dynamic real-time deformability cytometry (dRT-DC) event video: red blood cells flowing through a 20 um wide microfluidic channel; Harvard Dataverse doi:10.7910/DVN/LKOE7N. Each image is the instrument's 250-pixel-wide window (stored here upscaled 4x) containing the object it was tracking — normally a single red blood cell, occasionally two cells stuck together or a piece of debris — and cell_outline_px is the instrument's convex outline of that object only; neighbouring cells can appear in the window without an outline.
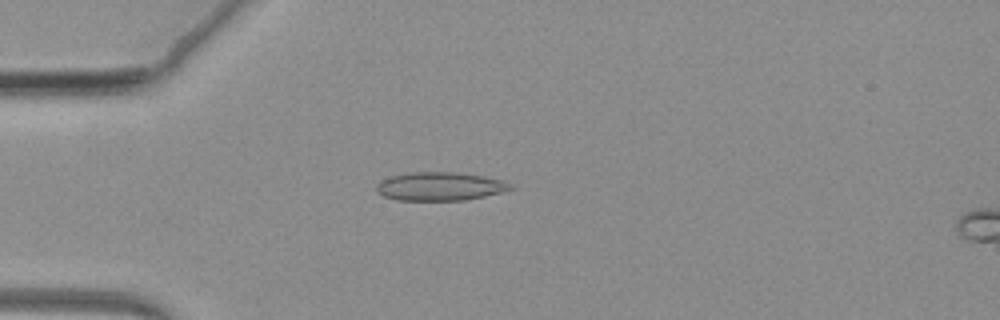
{"species": "common noctule bat (a hibernating species)", "species_latin": "Nyctalus noctula", "temperature_condition": "warm", "stored_images_in_passage": 4, "camera_frame_rate_fps": 3000, "um_per_image_px": 0.085, "animal": {"sex": "female", "body_mass_g": 19.3, "forearm_length_mm": 54.1}, "frame": {"image": 1, "passage_image": 1, "time_ms": 0.0, "image_size_px": [1000, 320], "cell_outline_px": [[516, 188], [484, 196], [464, 200], [396, 200], [384, 196], [376, 192], [376, 184], [380, 180], [392, 176], [412, 172], [452, 172], [484, 176], [504, 180], [512, 184]], "centroid_in_image_um": [37.4, 15.84], "position_along_channel_um": 47.6, "area_um2": 22.25}}